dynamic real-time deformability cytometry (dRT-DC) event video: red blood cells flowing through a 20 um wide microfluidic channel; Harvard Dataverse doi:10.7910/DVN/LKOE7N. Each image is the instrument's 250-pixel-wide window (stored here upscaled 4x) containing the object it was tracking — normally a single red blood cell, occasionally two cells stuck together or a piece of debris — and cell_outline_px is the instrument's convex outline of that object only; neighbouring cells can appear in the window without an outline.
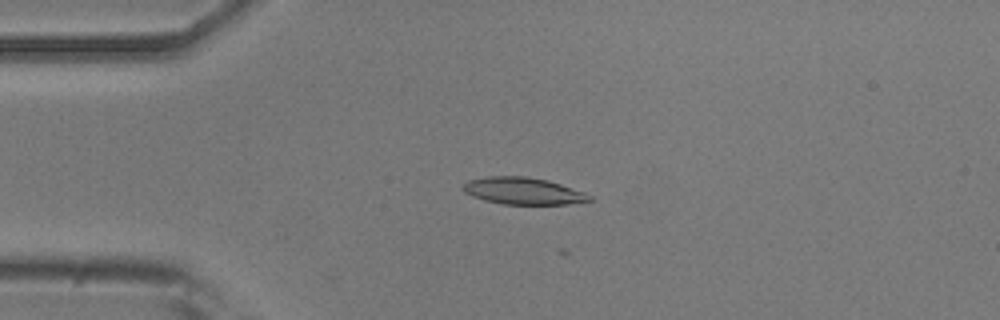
{"species": "common noctule bat (a hibernating species)", "species_latin": "Nyctalus noctula", "temperature_condition": "room temperature", "stored_images_in_passage": 8, "camera_frame_rate_fps": 3000, "um_per_image_px": 0.085, "animal": {"sex": "male", "body_mass_g": 20.5, "forearm_length_mm": 52.5}, "frame": {"image": 1, "passage_image": 3, "time_ms": 0.667, "image_size_px": [1000, 320], "cell_outline_px": [[592, 200], [568, 204], [504, 204], [484, 200], [472, 196], [464, 192], [460, 188], [460, 184], [468, 180], [488, 176], [528, 176], [548, 180], [584, 192], [592, 196]], "centroid_in_image_um": [44.41, 16.22], "position_along_channel_um": 40.6, "area_um2": 20.0}}